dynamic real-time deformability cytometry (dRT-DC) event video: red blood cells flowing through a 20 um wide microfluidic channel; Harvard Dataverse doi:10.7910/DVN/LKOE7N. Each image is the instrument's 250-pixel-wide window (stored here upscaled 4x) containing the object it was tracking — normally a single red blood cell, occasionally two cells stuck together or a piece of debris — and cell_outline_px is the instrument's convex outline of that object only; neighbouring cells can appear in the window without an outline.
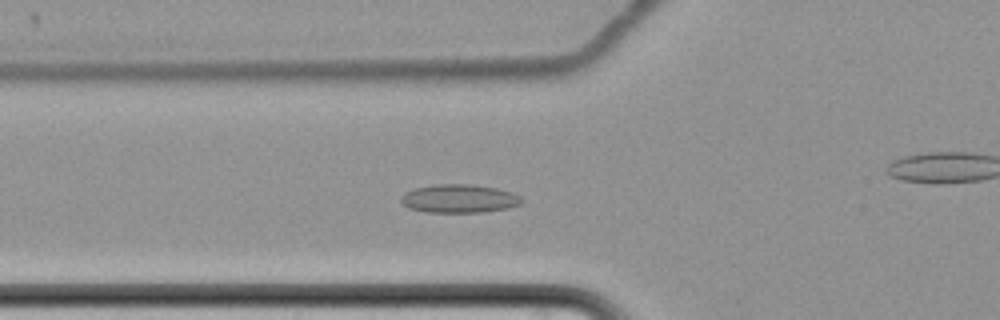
{"species": "common noctule bat (a hibernating species)", "species_latin": "Nyctalus noctula", "temperature_condition": "cold", "stored_images_in_passage": 66, "camera_frame_rate_fps": 3000, "um_per_image_px": 0.085, "animal": {"sex": "female", "body_mass_g": 22.7, "forearm_length_mm": 54.2}, "frame": {"image": 1, "passage_image": 27, "time_ms": 8.667, "image_size_px": [1000, 320], "cell_outline_px": [[524, 200], [520, 204], [508, 208], [480, 212], [428, 212], [408, 208], [400, 204], [400, 196], [404, 192], [416, 188], [432, 184], [472, 184], [496, 188], [512, 192], [520, 196]], "centroid_in_image_um": [38.99, 16.87], "position_along_channel_um": 86.8, "area_um2": 20.17}}
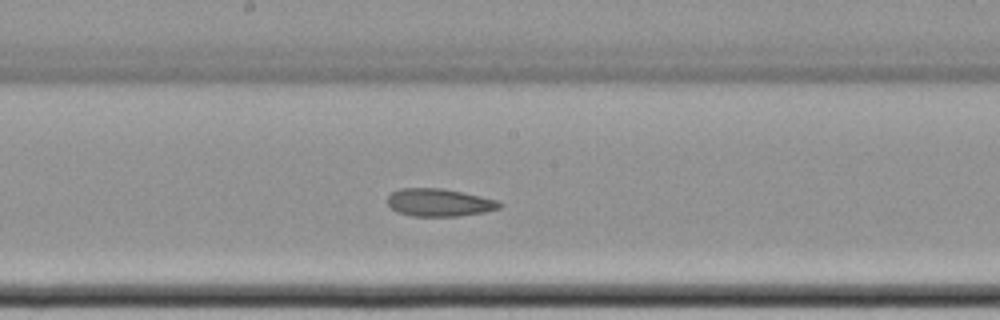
{"frame": {"image": 2, "passage_image": 38, "time_ms": 12.333, "image_size_px": [1000, 320], "cell_outline_px": [[504, 204], [500, 208], [484, 212], [456, 216], [412, 216], [400, 212], [392, 208], [388, 204], [388, 196], [392, 192], [400, 188], [444, 188], [480, 196], [496, 200]], "centroid_in_image_um": [37.34, 17.2], "position_along_channel_um": 210.9, "area_um2": 17.98}}
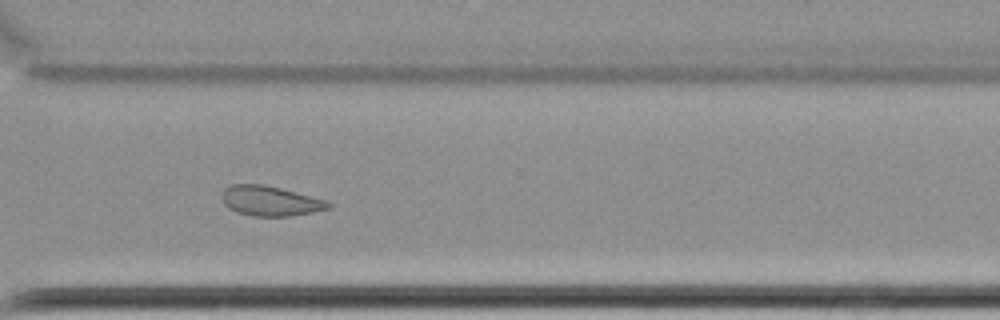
{"frame": {"image": 3, "passage_image": 50, "time_ms": 16.333, "image_size_px": [1000, 320], "cell_outline_px": [[336, 204], [332, 208], [312, 212], [288, 216], [252, 216], [236, 212], [228, 208], [224, 204], [220, 196], [224, 188], [232, 184], [260, 184], [280, 188], [324, 200]], "centroid_in_image_um": [22.94, 17.08], "position_along_channel_um": 347.7, "area_um2": 18.61}, "authors_computed_cell_mechanics": {"area_um2": 20.2878, "velocity_mm_per_s": 3.398, "shape_relaxation_time_tau1_ms": null, "shape_relaxation_time_tau2_ms": 4.756, "deformation_change_tau1": null, "deformation_change_tau2": 0.0828}}